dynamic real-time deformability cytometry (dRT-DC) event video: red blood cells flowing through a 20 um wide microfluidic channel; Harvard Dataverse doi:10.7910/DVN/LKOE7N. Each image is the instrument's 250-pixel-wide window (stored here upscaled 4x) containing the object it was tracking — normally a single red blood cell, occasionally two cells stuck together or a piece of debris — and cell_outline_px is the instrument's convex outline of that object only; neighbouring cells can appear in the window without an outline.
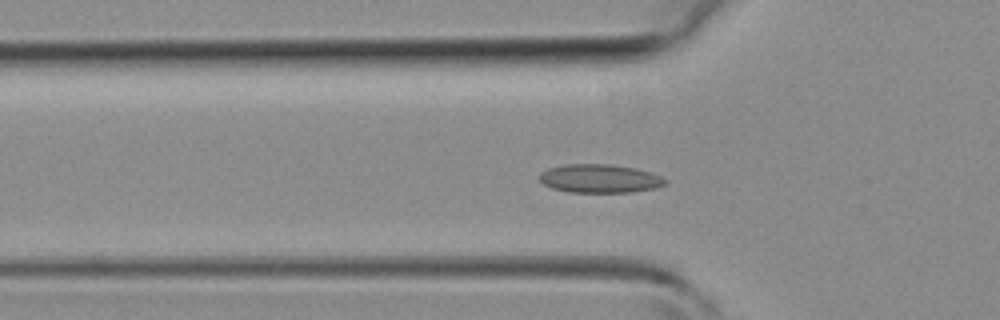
{"species": "common noctule bat (a hibernating species)", "species_latin": "Nyctalus noctula", "temperature_condition": "room temperature", "stored_images_in_passage": 43, "camera_frame_rate_fps": 3000, "um_per_image_px": 0.085, "animal": {"sex": "female", "body_mass_g": 19.3, "forearm_length_mm": 54.1}, "frame": {"image": 1, "passage_image": 14, "time_ms": 4.333, "image_size_px": [1000, 320], "cell_outline_px": [[668, 184], [656, 188], [632, 192], [568, 192], [552, 188], [544, 184], [540, 180], [540, 172], [548, 168], [564, 164], [612, 164], [636, 168], [652, 172], [668, 180]], "centroid_in_image_um": [51.02, 15.17], "position_along_channel_um": 74.8, "area_um2": 21.15}}
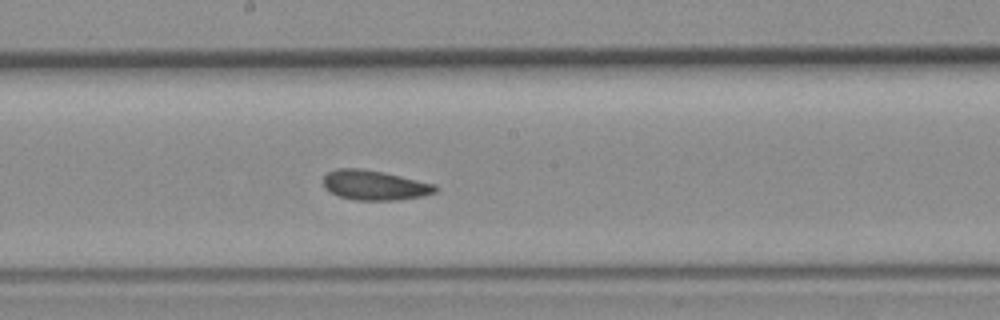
{"frame": {"image": 2, "passage_image": 23, "time_ms": 7.333, "image_size_px": [1000, 320], "cell_outline_px": [[440, 188], [436, 192], [424, 196], [396, 200], [356, 200], [340, 196], [324, 188], [324, 176], [328, 172], [336, 168], [360, 168], [384, 172], [436, 184]], "centroid_in_image_um": [31.88, 15.73], "position_along_channel_um": 216.3, "area_um2": 19.54}}
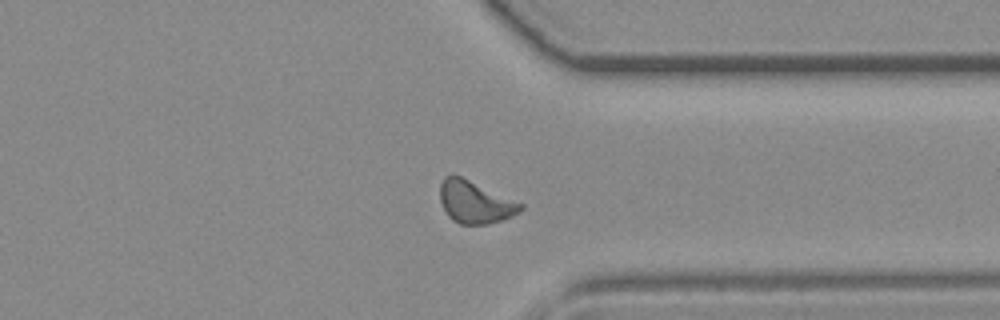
{"frame": {"image": 3, "passage_image": 33, "time_ms": 10.667, "image_size_px": [1000, 320], "cell_outline_px": [[524, 208], [520, 212], [504, 220], [488, 224], [460, 224], [452, 220], [444, 212], [440, 200], [440, 184], [444, 176], [452, 172], [524, 204]], "centroid_in_image_um": [40.36, 17.17], "position_along_channel_um": 371.0, "area_um2": 20.23}}